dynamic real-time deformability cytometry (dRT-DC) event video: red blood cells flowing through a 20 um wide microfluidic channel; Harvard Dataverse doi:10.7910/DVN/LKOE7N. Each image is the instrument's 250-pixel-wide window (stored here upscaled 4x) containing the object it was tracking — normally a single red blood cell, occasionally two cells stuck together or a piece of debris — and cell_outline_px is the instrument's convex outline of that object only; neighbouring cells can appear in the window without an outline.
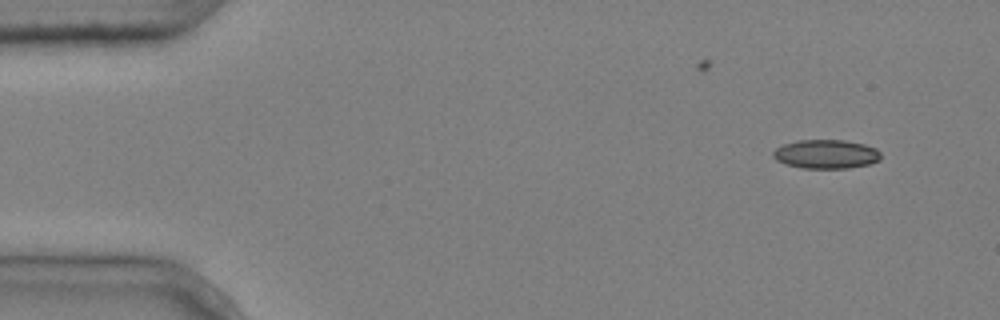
{"species": "common noctule bat (a hibernating species)", "species_latin": "Nyctalus noctula", "temperature_condition": "cold", "stored_images_in_passage": 5, "camera_frame_rate_fps": 3000, "um_per_image_px": 0.085, "animal": {"sex": "male", "body_mass_g": 20.4}, "frame": {"image": 1, "passage_image": 1, "time_ms": 0.0, "image_size_px": [1000, 320], "cell_outline_px": [[880, 160], [868, 164], [848, 168], [804, 168], [788, 164], [776, 160], [772, 156], [772, 152], [776, 148], [784, 144], [796, 140], [844, 140], [864, 144], [876, 148], [880, 152]], "centroid_in_image_um": [70.21, 13.09], "position_along_channel_um": 14.8, "area_um2": 18.09}}
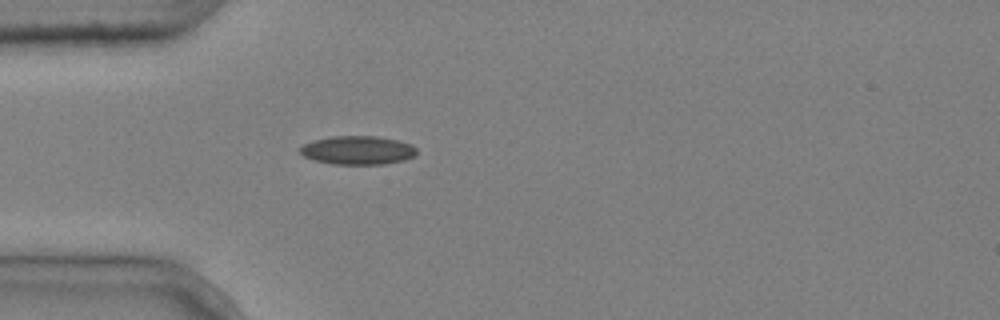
{"frame": {"image": 2, "passage_image": 4, "time_ms": 1.0, "image_size_px": [1000, 320], "cell_outline_px": [[416, 152], [412, 156], [404, 160], [384, 164], [332, 164], [316, 160], [304, 156], [300, 152], [300, 148], [304, 144], [316, 140], [332, 136], [376, 136], [396, 140], [412, 144], [416, 148]], "centroid_in_image_um": [30.42, 12.77], "position_along_channel_um": 54.6, "area_um2": 19.19}}